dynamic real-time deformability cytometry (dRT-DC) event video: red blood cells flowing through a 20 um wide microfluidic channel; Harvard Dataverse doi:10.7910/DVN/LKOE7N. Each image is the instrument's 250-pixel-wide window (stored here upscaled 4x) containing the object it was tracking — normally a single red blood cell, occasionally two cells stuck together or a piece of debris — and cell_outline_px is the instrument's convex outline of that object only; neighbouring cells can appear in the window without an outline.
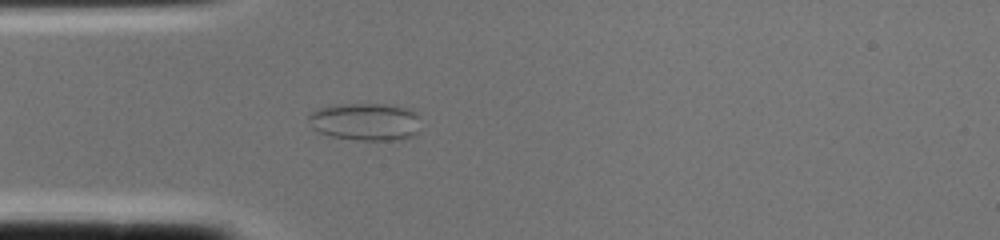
{"species": "common noctule bat (a hibernating species)", "species_latin": "Nyctalus noctula", "temperature_condition": "cold", "stored_images_in_passage": 2, "camera_frame_rate_fps": 3000, "um_per_image_px": 0.085, "animal": {"sex": "female", "body_mass_g": 22.0, "forearm_length_mm": 56.7}, "frame": {"image": 1, "passage_image": 2, "time_ms": 0.333, "image_size_px": [1000, 240], "cell_outline_px": [[416, 132], [412, 136], [396, 140], [356, 140], [332, 136], [316, 132], [312, 128], [308, 116], [312, 112], [320, 108], [332, 104], [388, 104], [412, 108], [416, 116]], "centroid_in_image_um": [31.0, 10.34], "position_along_channel_um": 54.0, "area_um2": 24.45}}